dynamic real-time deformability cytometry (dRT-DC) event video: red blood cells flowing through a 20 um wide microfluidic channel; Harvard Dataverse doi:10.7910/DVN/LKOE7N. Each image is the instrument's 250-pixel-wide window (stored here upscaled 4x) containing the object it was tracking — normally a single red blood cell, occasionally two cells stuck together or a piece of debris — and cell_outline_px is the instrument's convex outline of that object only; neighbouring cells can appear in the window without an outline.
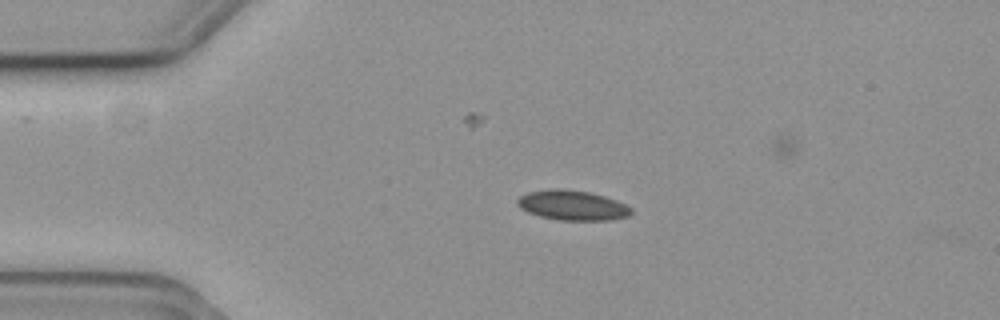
{"species": "common noctule bat (a hibernating species)", "species_latin": "Nyctalus noctula", "temperature_condition": "cold", "stored_images_in_passage": 45, "camera_frame_rate_fps": 3000, "um_per_image_px": 0.085, "animal": {"sex": "female", "body_mass_g": 19.3, "forearm_length_mm": 54.1}, "frame": {"image": 1, "passage_image": 1, "time_ms": 0.0, "image_size_px": [1000, 320], "cell_outline_px": [[632, 212], [628, 216], [612, 220], [560, 220], [540, 216], [528, 212], [520, 208], [516, 204], [516, 200], [520, 196], [528, 192], [552, 188], [560, 188], [588, 192], [604, 196], [616, 200], [632, 208]], "centroid_in_image_um": [48.63, 17.45], "position_along_channel_um": 36.4, "area_um2": 19.83}}
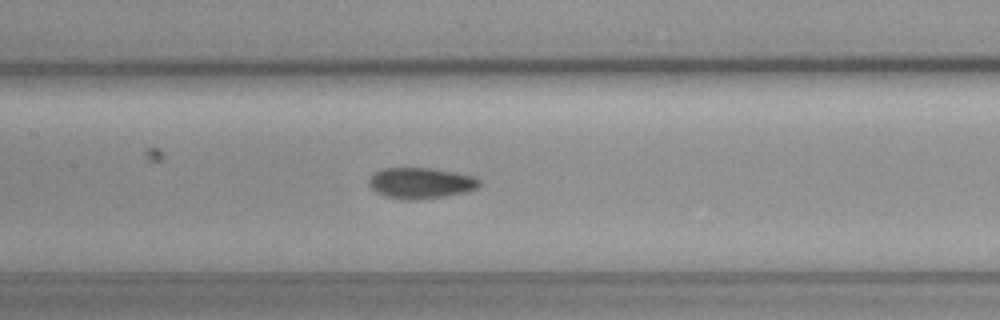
{"frame": {"image": 2, "passage_image": 15, "time_ms": 4.667, "image_size_px": [1000, 320], "cell_outline_px": [[480, 184], [476, 188], [468, 192], [444, 196], [412, 200], [404, 200], [384, 196], [376, 192], [368, 184], [368, 180], [376, 172], [384, 168], [432, 168], [456, 172], [472, 176], [480, 180]], "centroid_in_image_um": [35.76, 15.56], "position_along_channel_um": 171.6, "area_um2": 19.88}}
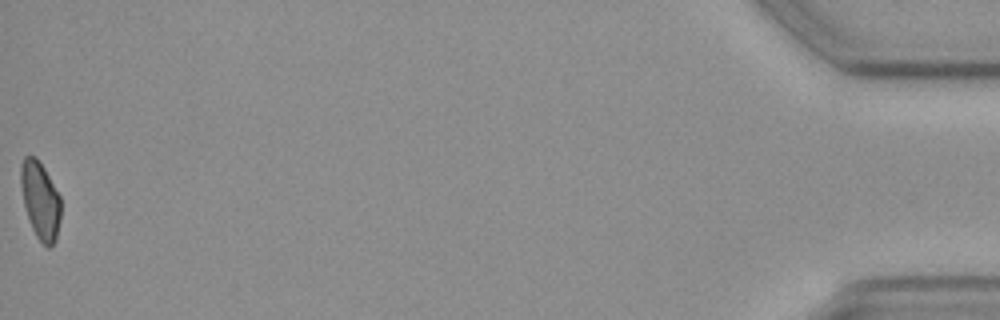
{"frame": {"image": 3, "passage_image": 45, "time_ms": 14.667, "image_size_px": [1000, 320], "cell_outline_px": [[60, 220], [56, 240], [48, 248], [36, 236], [32, 228], [24, 204], [20, 184], [20, 164], [24, 156], [36, 156], [44, 168], [60, 196]], "centroid_in_image_um": [3.41, 17.0], "position_along_channel_um": 431.8, "area_um2": 17.98}}